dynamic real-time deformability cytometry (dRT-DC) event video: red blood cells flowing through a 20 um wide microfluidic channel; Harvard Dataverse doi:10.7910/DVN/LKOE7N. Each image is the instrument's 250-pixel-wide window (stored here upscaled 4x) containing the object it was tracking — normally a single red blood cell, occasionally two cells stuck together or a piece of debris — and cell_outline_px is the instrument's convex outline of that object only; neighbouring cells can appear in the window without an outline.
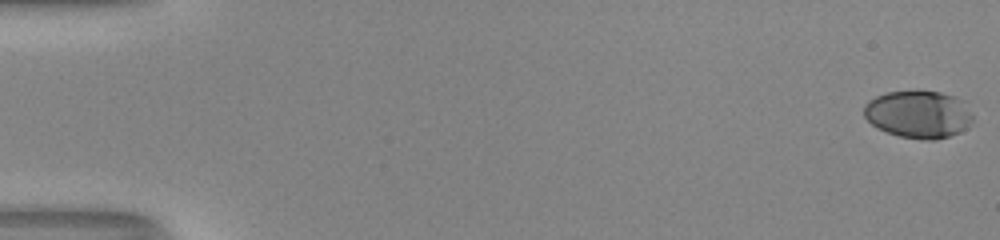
{"species": "human", "species_latin": "Homo sapiens", "temperature_condition": "room temperature", "stored_images_in_passage": 54, "camera_frame_rate_fps": 3000, "um_per_image_px": 0.085, "donor": {"sex": "male"}, "frame": {"image": 1, "passage_image": 1, "time_ms": 0.0, "image_size_px": [1000, 240], "cell_outline_px": [[972, 124], [968, 128], [960, 132], [936, 140], [924, 140], [900, 136], [876, 128], [864, 116], [864, 104], [868, 100], [876, 96], [888, 92], [940, 92], [956, 96], [964, 100], [972, 116]], "centroid_in_image_um": [78.09, 9.73], "position_along_channel_um": 6.9, "area_um2": 30.17}}
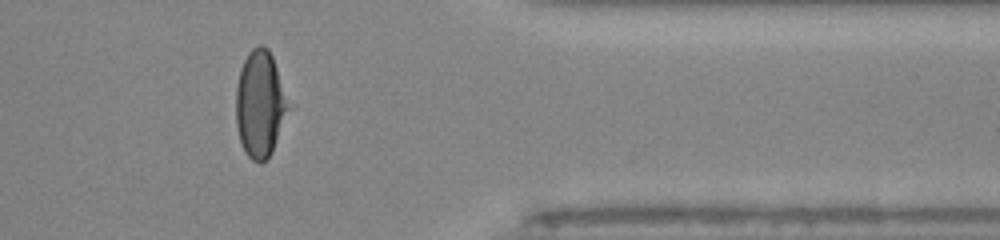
{"frame": {"image": 2, "passage_image": 45, "time_ms": 14.667, "image_size_px": [1000, 240], "cell_outline_px": [[288, 108], [272, 152], [268, 160], [260, 164], [252, 160], [244, 152], [240, 140], [236, 124], [236, 88], [240, 68], [248, 52], [252, 48], [260, 44], [264, 44], [268, 48], [272, 56], [276, 68]], "centroid_in_image_um": [22.05, 8.86], "position_along_channel_um": 389.4, "area_um2": 31.96}}
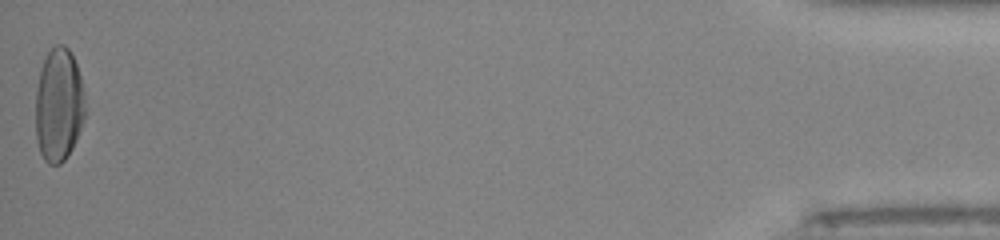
{"frame": {"image": 3, "passage_image": 54, "time_ms": 17.667, "image_size_px": [1000, 240], "cell_outline_px": [[84, 120], [76, 140], [72, 148], [64, 160], [60, 164], [48, 164], [44, 160], [40, 152], [36, 140], [36, 88], [40, 68], [48, 52], [56, 44], [64, 44], [68, 48], [76, 64], [84, 88]], "centroid_in_image_um": [4.98, 8.93], "position_along_channel_um": 430.2, "area_um2": 32.89}, "authors_computed_cell_mechanics": {"area_um2": 32.2235, "velocity_mm_per_s": 4.0416, "shape_relaxation_time_tau1_ms": 6.1295, "shape_relaxation_time_tau2_ms": 1.0932, "deformation_change_tau1": 0.2522, "deformation_change_tau2": 0.0513}}